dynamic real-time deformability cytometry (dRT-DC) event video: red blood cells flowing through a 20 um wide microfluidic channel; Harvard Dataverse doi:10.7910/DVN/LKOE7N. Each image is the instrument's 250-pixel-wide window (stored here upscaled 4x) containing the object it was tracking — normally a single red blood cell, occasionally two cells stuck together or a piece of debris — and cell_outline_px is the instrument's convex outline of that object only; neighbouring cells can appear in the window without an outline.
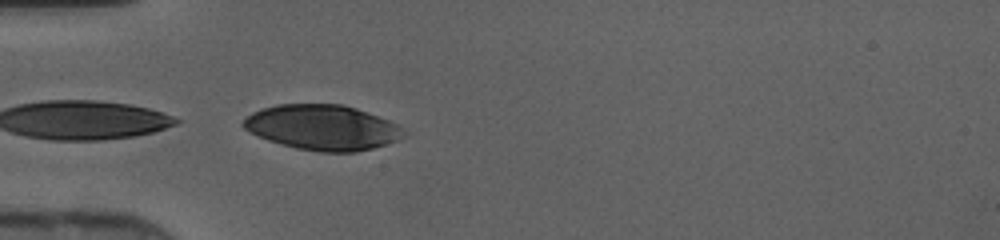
{"species": "human", "species_latin": "Homo sapiens", "temperature_condition": "cold", "stored_images_in_passage": 9, "camera_frame_rate_fps": 3000, "um_per_image_px": 0.085, "donor": {"sex": "female"}, "frame": {"image": 1, "passage_image": 9, "time_ms": 2.667, "image_size_px": [1000, 240], "cell_outline_px": [[404, 136], [396, 140], [372, 148], [356, 152], [320, 152], [296, 148], [268, 140], [244, 128], [240, 124], [252, 112], [260, 108], [276, 104], [340, 104], [356, 108], [388, 120], [396, 124], [400, 128]], "centroid_in_image_um": [27.36, 10.82], "position_along_channel_um": 57.6, "area_um2": 41.79}}